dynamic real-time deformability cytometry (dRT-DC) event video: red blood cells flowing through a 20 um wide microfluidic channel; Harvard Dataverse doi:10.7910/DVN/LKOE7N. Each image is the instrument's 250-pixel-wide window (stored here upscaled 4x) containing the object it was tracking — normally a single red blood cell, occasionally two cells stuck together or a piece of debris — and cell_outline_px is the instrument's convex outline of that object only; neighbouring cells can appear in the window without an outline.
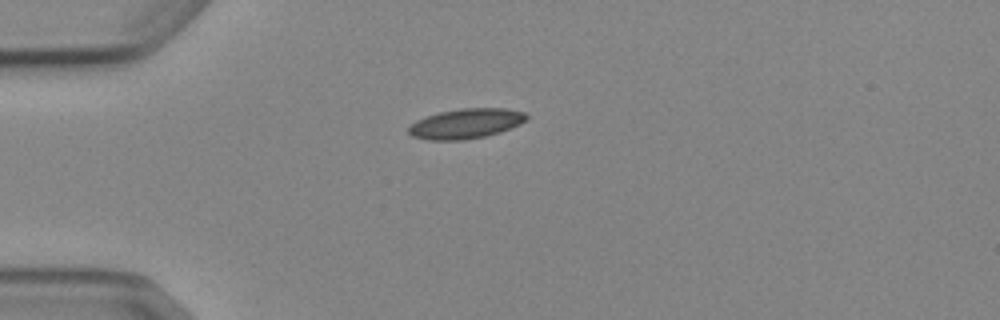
{"species": "Egyptian fruit bat (a non-hibernating species)", "species_latin": "Rousettus aegyptiacus", "temperature_condition": "cold", "stored_images_in_passage": 4, "camera_frame_rate_fps": 3000, "um_per_image_px": 0.085, "animal": {"sex": "female"}, "frame": {"image": 1, "passage_image": 1, "time_ms": 0.0, "image_size_px": [1000, 320], "cell_outline_px": [[528, 116], [520, 124], [500, 132], [484, 136], [464, 140], [428, 140], [412, 136], [408, 132], [408, 128], [416, 120], [424, 116], [440, 112], [460, 108], [504, 108], [524, 112]], "centroid_in_image_um": [39.57, 10.5], "position_along_channel_um": 45.4, "area_um2": 20.52}}
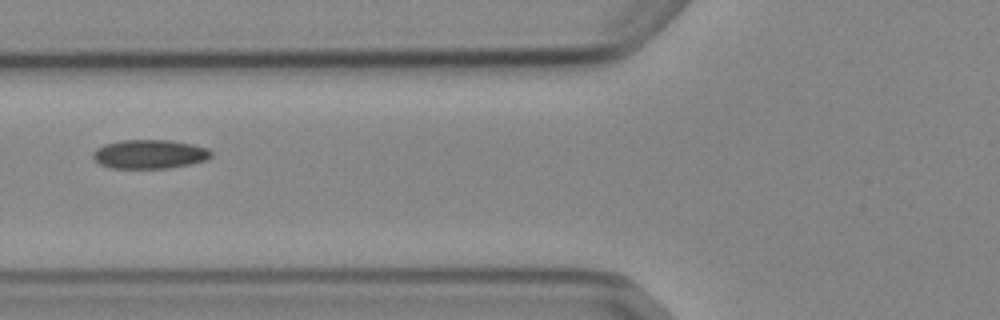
{"frame": {"image": 2, "passage_image": 3, "time_ms": 2.333, "image_size_px": [1000, 320], "cell_outline_px": [[212, 156], [204, 160], [188, 164], [168, 168], [112, 168], [100, 164], [92, 156], [92, 152], [96, 148], [104, 144], [120, 140], [168, 140], [192, 144], [208, 148], [212, 152]], "centroid_in_image_um": [12.69, 13.09], "position_along_channel_um": 113.1, "area_um2": 19.88}}